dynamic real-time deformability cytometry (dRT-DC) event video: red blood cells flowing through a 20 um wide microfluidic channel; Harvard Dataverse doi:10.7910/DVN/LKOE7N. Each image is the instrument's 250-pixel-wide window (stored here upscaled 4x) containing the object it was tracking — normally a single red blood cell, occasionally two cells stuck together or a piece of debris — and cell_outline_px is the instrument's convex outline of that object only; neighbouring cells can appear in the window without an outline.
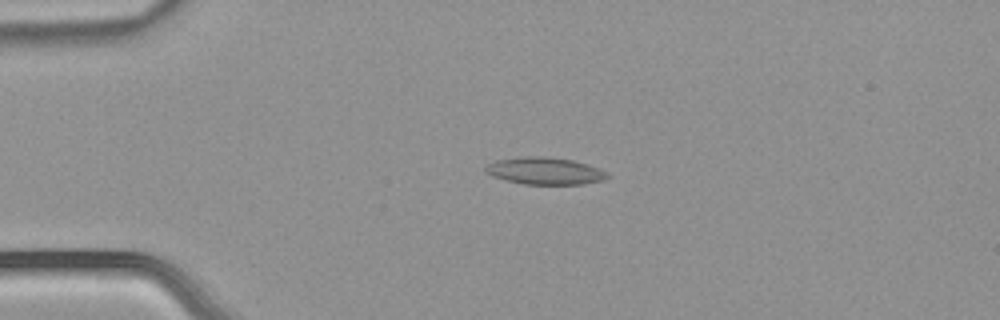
{"species": "common noctule bat (a hibernating species)", "species_latin": "Nyctalus noctula", "temperature_condition": "warm", "stored_images_in_passage": 3, "camera_frame_rate_fps": 3000, "um_per_image_px": 0.085, "animal": {"sex": "male", "body_mass_g": 21.5, "forearm_length_mm": 52.0}, "frame": {"image": 1, "passage_image": 2, "time_ms": 0.333, "image_size_px": [1000, 320], "cell_outline_px": [[612, 176], [604, 180], [584, 184], [524, 184], [492, 176], [484, 172], [484, 168], [488, 164], [496, 160], [528, 156], [540, 156], [572, 160], [608, 172]], "centroid_in_image_um": [46.32, 14.54], "position_along_channel_um": 38.7, "area_um2": 19.07}}